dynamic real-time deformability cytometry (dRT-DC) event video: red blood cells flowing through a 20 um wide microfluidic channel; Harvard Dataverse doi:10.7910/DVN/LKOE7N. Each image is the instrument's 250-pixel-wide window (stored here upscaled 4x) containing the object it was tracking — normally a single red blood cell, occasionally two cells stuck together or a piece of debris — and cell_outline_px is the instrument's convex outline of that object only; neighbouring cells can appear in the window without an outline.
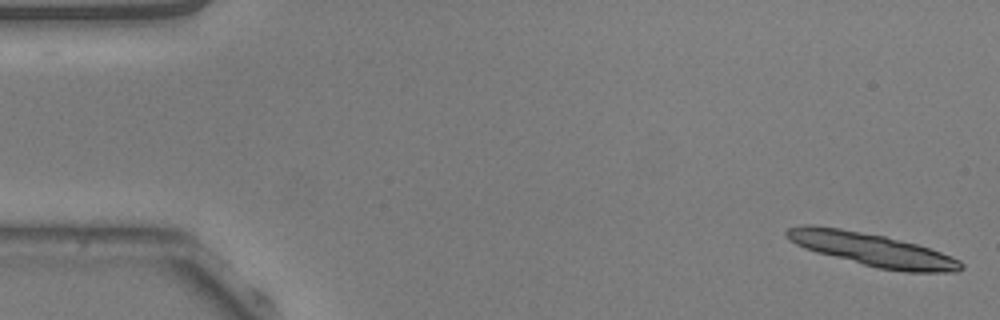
{"species": "common noctule bat (a hibernating species)", "species_latin": "Nyctalus noctula", "temperature_condition": "warm", "stored_images_in_passage": 14, "camera_frame_rate_fps": 3000, "um_per_image_px": 0.085, "animal": {"sex": "male", "body_mass_g": 20.5, "forearm_length_mm": 52.5}, "frame": {"image": 1, "passage_image": 1, "time_ms": 0.0, "image_size_px": [1000, 320], "cell_outline_px": [[964, 268], [956, 272], [904, 272], [876, 268], [816, 252], [804, 248], [788, 240], [784, 236], [784, 232], [788, 228], [800, 224], [816, 224], [840, 228], [884, 236], [916, 244], [952, 256], [960, 260], [964, 264]], "centroid_in_image_um": [74.09, 21.21], "position_along_channel_um": 10.9, "area_um2": 33.81}}